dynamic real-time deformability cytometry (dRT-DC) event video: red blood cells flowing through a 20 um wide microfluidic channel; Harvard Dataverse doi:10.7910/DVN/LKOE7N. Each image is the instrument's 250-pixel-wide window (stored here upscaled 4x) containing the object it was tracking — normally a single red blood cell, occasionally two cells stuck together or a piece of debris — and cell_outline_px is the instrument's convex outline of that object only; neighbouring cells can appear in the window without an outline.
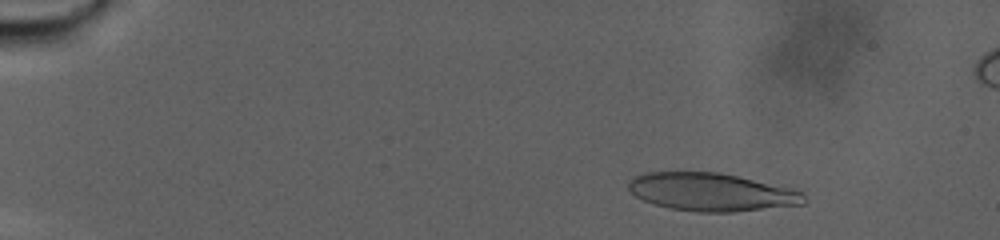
{"species": "human", "species_latin": "Homo sapiens", "temperature_condition": "warm", "stored_images_in_passage": 94, "camera_frame_rate_fps": 3000, "um_per_image_px": 0.085, "donor": {"sex": "male"}, "frame": {"image": 1, "passage_image": 16, "time_ms": 5.0, "image_size_px": [1000, 240], "cell_outline_px": [[808, 200], [804, 204], [732, 212], [696, 212], [668, 208], [644, 200], [636, 196], [628, 188], [628, 180], [632, 176], [644, 172], [720, 172], [792, 188], [804, 192]], "centroid_in_image_um": [60.48, 16.32], "position_along_channel_um": 24.5, "area_um2": 39.13}}
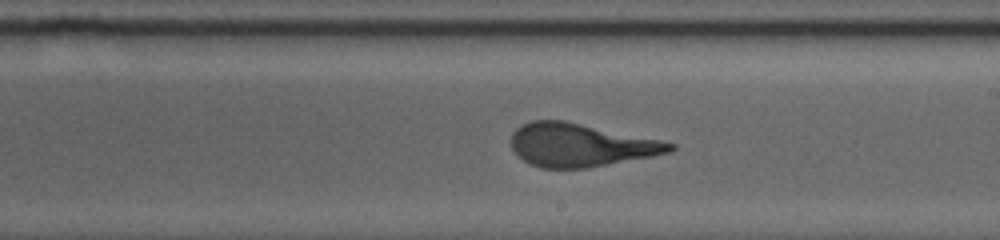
{"frame": {"image": 2, "passage_image": 65, "time_ms": 21.333, "image_size_px": [1000, 240], "cell_outline_px": [[676, 148], [672, 152], [652, 156], [588, 168], [540, 168], [528, 164], [516, 156], [512, 148], [512, 132], [520, 124], [532, 120], [564, 120], [660, 140], [676, 144]], "centroid_in_image_um": [49.3, 12.33], "position_along_channel_um": 239.7, "area_um2": 40.11}}
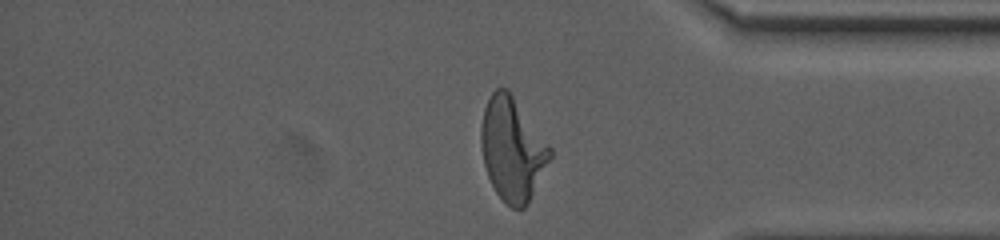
{"frame": {"image": 3, "passage_image": 89, "time_ms": 29.333, "image_size_px": [1000, 240], "cell_outline_px": [[552, 156], [528, 204], [524, 208], [512, 208], [496, 192], [488, 176], [484, 164], [480, 144], [480, 128], [484, 108], [492, 92], [496, 88], [508, 88], [552, 148]], "centroid_in_image_um": [43.55, 12.66], "position_along_channel_um": 391.7, "area_um2": 41.38}}